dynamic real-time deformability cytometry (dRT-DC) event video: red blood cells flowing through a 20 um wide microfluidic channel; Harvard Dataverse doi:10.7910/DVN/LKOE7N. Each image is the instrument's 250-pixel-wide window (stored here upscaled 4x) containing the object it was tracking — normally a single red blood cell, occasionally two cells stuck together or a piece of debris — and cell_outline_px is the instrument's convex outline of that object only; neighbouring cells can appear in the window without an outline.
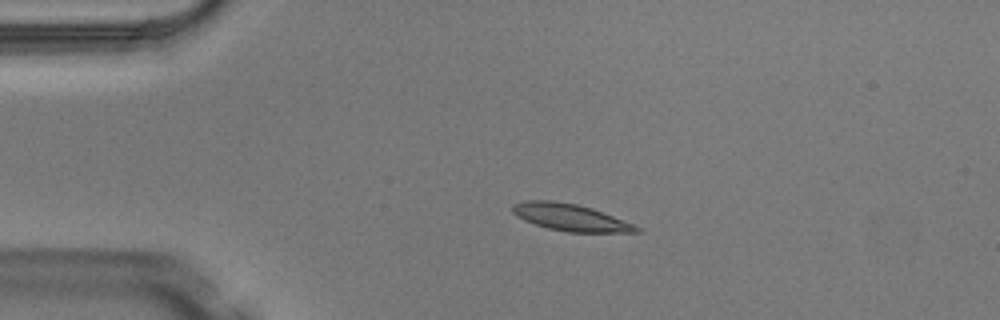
{"species": "Egyptian fruit bat (a non-hibernating species)", "species_latin": "Rousettus aegyptiacus", "temperature_condition": "warm", "stored_images_in_passage": 3, "camera_frame_rate_fps": 3000, "um_per_image_px": 0.085, "animal": {"sex": "male"}, "frame": {"image": 1, "passage_image": 3, "time_ms": 0.667, "image_size_px": [1000, 320], "cell_outline_px": [[640, 232], [568, 232], [548, 228], [524, 220], [516, 216], [512, 212], [512, 204], [524, 200], [552, 200], [576, 204], [592, 208], [632, 224], [640, 228]], "centroid_in_image_um": [48.42, 18.46], "position_along_channel_um": 36.6, "area_um2": 19.25}}